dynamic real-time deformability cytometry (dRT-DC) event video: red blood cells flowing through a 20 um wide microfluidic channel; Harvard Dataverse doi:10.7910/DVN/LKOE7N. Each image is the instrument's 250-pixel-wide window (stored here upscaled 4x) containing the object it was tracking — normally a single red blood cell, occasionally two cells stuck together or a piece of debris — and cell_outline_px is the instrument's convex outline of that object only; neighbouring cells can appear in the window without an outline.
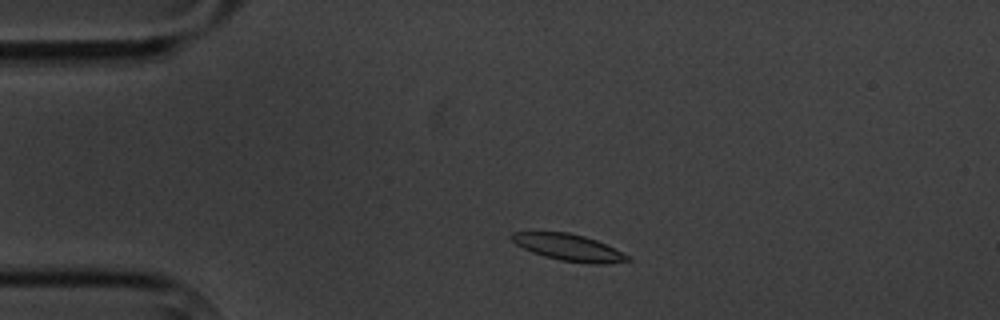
{"species": "common noctule bat (a hibernating species)", "species_latin": "Nyctalus noctula", "temperature_condition": "cold", "stored_images_in_passage": 3, "camera_frame_rate_fps": 3000, "um_per_image_px": 0.085, "animal": {"sex": "male", "body_mass_g": 20.1, "forearm_length_mm": 53.5}, "frame": {"image": 1, "passage_image": 2, "time_ms": 1.0, "image_size_px": [1000, 320], "cell_outline_px": [[632, 260], [604, 264], [592, 264], [560, 260], [544, 256], [532, 252], [516, 244], [508, 236], [512, 232], [568, 232], [584, 236], [596, 240], [632, 256]], "centroid_in_image_um": [48.36, 21.03], "position_along_channel_um": 36.6, "area_um2": 18.03}}